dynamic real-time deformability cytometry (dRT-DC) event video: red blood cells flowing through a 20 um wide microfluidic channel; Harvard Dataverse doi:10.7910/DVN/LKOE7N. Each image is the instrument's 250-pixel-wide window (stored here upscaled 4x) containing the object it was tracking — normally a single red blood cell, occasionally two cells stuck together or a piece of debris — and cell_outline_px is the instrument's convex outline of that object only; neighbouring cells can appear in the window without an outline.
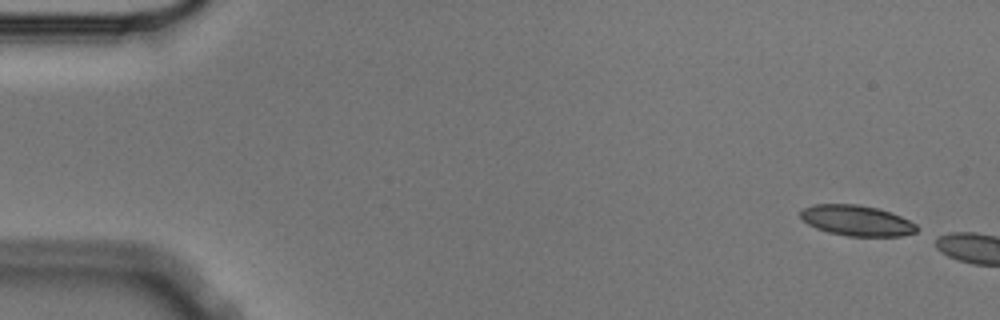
{"species": "Egyptian fruit bat (a non-hibernating species)", "species_latin": "Rousettus aegyptiacus", "temperature_condition": "cold", "stored_images_in_passage": 4, "camera_frame_rate_fps": 3000, "um_per_image_px": 0.085, "animal": {"sex": "male"}, "frame": {"image": 1, "passage_image": 1, "time_ms": 0.0, "image_size_px": [1000, 320], "cell_outline_px": [[920, 228], [916, 232], [904, 236], [848, 236], [828, 232], [816, 228], [808, 224], [800, 216], [800, 212], [804, 208], [816, 204], [860, 204], [876, 208], [900, 216], [916, 224]], "centroid_in_image_um": [72.84, 18.75], "position_along_channel_um": 12.2, "area_um2": 20.63}}